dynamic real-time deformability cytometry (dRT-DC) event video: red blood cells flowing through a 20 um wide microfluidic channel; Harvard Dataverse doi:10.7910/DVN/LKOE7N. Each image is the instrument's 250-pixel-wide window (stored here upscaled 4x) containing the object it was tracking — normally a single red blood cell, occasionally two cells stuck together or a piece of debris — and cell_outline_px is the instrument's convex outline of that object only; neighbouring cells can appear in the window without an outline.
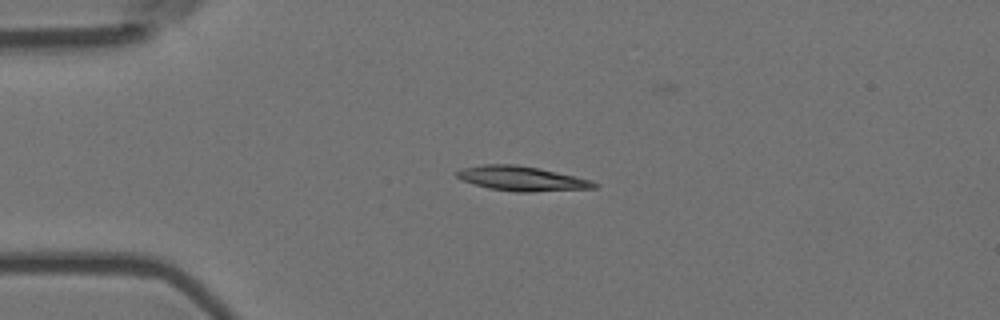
{"species": "Egyptian fruit bat (a non-hibernating species)", "species_latin": "Rousettus aegyptiacus", "temperature_condition": "room temperature", "stored_images_in_passage": 5, "camera_frame_rate_fps": 3000, "um_per_image_px": 0.085, "animal": {"sex": "female"}, "frame": {"image": 1, "passage_image": 4, "time_ms": 1.0, "image_size_px": [1000, 320], "cell_outline_px": [[600, 184], [596, 188], [532, 192], [516, 192], [488, 188], [460, 180], [456, 176], [456, 172], [464, 168], [484, 164], [516, 164], [540, 168], [576, 176], [592, 180]], "centroid_in_image_um": [44.39, 15.18], "position_along_channel_um": 40.6, "area_um2": 19.88}}